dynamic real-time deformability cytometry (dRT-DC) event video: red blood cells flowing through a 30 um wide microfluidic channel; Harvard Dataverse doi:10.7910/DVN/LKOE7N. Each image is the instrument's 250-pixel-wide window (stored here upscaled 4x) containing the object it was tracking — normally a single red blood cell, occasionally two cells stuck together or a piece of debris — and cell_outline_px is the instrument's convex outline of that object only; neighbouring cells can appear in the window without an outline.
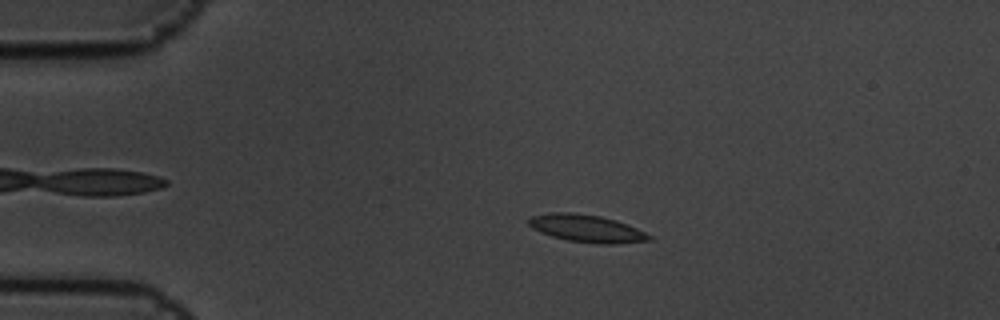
{"species": "common noctule bat (a hibernating species)", "species_latin": "Nyctalus noctula", "temperature_condition": "cold", "stored_images_in_passage": 9, "camera_frame_rate_fps": 3000, "um_per_image_px": 0.085, "animal": {"sex": "male", "body_mass_g": 19.5, "forearm_length_mm": 54.6}, "frame": {"image": 1, "passage_image": 2, "time_ms": 0.333, "image_size_px": [1000, 320], "cell_outline_px": [[652, 240], [616, 244], [600, 244], [568, 240], [552, 236], [540, 232], [532, 228], [528, 224], [528, 220], [532, 216], [552, 212], [572, 212], [600, 216], [616, 220], [636, 228], [652, 236]], "centroid_in_image_um": [49.87, 19.42], "position_along_channel_um": 35.1, "area_um2": 19.19}}
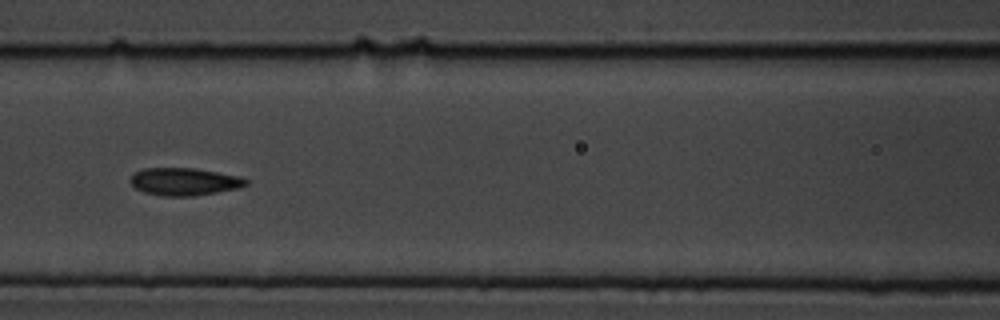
{"frame": {"image": 2, "passage_image": 6, "time_ms": 1.667, "image_size_px": [1000, 320], "cell_outline_px": [[248, 184], [240, 188], [196, 196], [164, 196], [144, 192], [136, 188], [128, 180], [136, 172], [144, 168], [196, 168], [240, 176], [248, 180]], "centroid_in_image_um": [15.7, 15.44], "position_along_channel_um": 150.9, "area_um2": 18.67}}
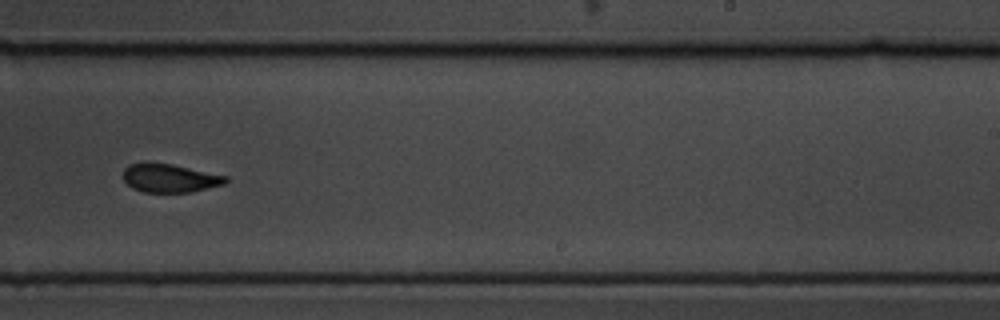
{"frame": {"image": 3, "passage_image": 9, "time_ms": 2.667, "image_size_px": [1000, 320], "cell_outline_px": [[228, 180], [224, 184], [192, 192], [144, 192], [132, 188], [124, 180], [124, 168], [128, 164], [148, 160], [172, 164], [228, 176]], "centroid_in_image_um": [14.4, 15.11], "position_along_channel_um": 274.6, "area_um2": 17.34}}